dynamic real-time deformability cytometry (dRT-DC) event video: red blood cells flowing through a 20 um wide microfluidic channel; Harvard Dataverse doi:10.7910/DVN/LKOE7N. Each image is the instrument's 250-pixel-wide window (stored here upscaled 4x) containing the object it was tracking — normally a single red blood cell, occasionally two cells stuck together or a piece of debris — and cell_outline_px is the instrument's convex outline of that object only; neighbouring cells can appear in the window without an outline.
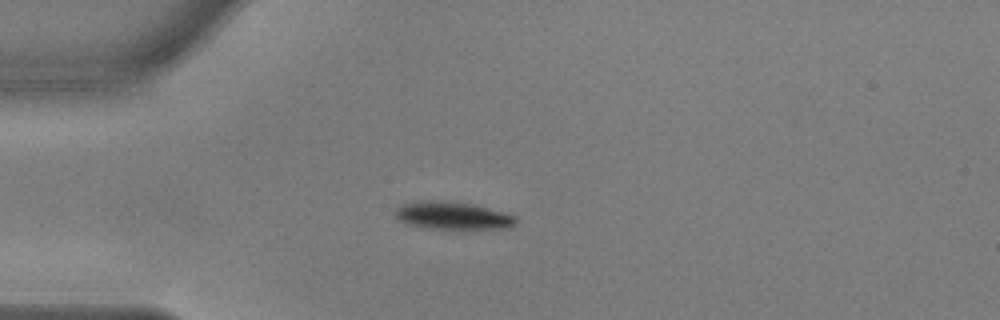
{"species": "common noctule bat (a hibernating species)", "species_latin": "Nyctalus noctula", "temperature_condition": "warm", "stored_images_in_passage": 42, "camera_frame_rate_fps": 3000, "um_per_image_px": 0.085, "animal": {"sex": "male", "body_mass_g": 17.9, "forearm_length_mm": 54.2}, "frame": {"image": 1, "passage_image": 1, "time_ms": 0.0, "image_size_px": [1000, 320], "cell_outline_px": [[516, 224], [512, 228], [424, 228], [408, 224], [400, 220], [396, 216], [396, 208], [400, 204], [420, 200], [440, 200], [472, 204], [504, 212], [516, 216]], "centroid_in_image_um": [38.47, 18.31], "position_along_channel_um": 46.5, "area_um2": 19.36}}
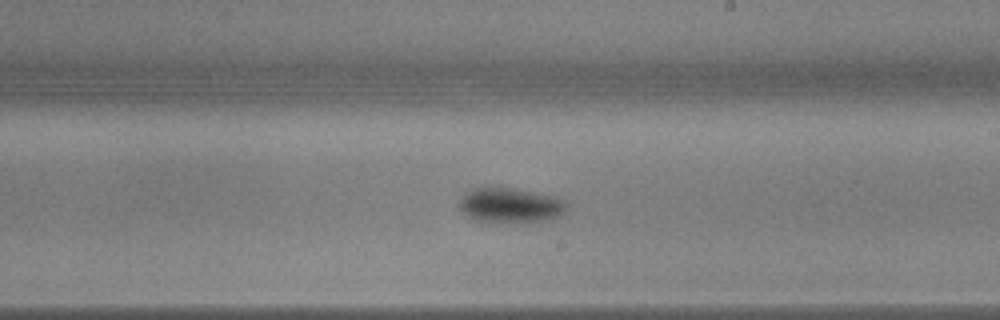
{"frame": {"image": 2, "passage_image": 19, "time_ms": 6.0, "image_size_px": [1000, 320], "cell_outline_px": [[568, 208], [560, 216], [544, 220], [520, 224], [508, 224], [476, 220], [468, 216], [456, 204], [468, 192], [484, 184], [516, 188], [556, 196], [564, 200], [568, 204]], "centroid_in_image_um": [43.4, 17.44], "position_along_channel_um": 245.6, "area_um2": 22.83}}
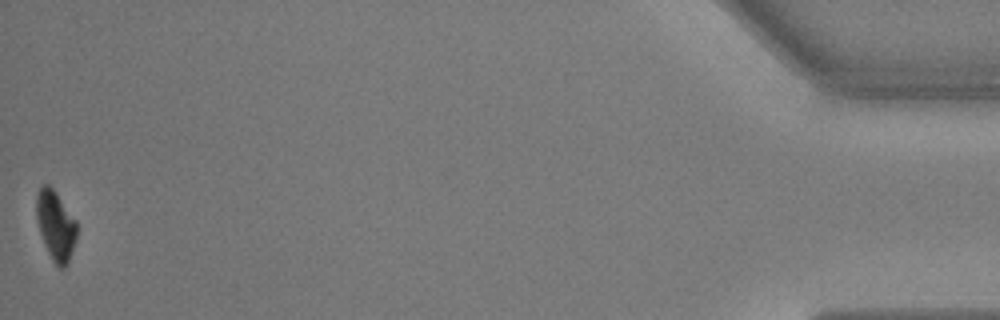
{"frame": {"image": 3, "passage_image": 42, "time_ms": 13.667, "image_size_px": [1000, 320], "cell_outline_px": [[76, 240], [68, 264], [64, 268], [60, 268], [52, 260], [44, 244], [40, 232], [36, 216], [36, 196], [40, 188], [44, 184], [48, 184], [56, 192], [76, 220]], "centroid_in_image_um": [4.73, 19.18], "position_along_channel_um": 430.5, "area_um2": 16.3}, "authors_computed_cell_mechanics": {"area_um2": 21.2704, "velocity_mm_per_s": 3.6122, "shape_relaxation_time_tau1_ms": 2.3427, "shape_relaxation_time_tau2_ms": null, "deformation_change_tau1": 0.1291, "deformation_change_tau2": null}}